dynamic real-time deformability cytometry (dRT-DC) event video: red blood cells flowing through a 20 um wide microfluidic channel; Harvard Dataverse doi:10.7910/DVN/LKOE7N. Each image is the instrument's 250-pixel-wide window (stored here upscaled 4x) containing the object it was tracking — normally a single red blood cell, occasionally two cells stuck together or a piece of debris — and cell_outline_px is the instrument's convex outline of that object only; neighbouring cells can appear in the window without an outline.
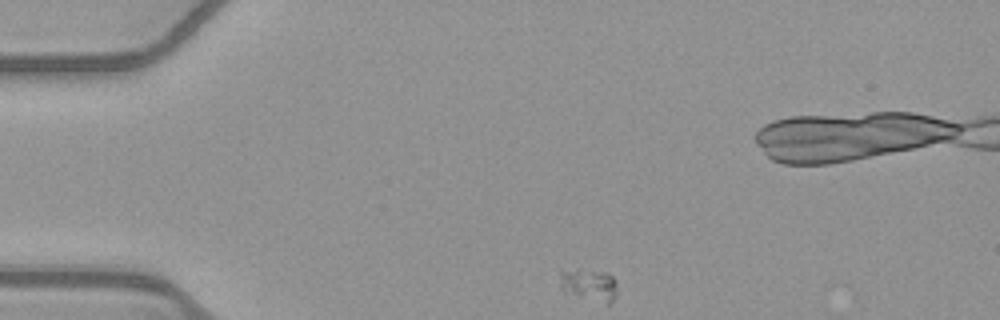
{"species": "common noctule bat (a hibernating species)", "species_latin": "Nyctalus noctula", "temperature_condition": "warm", "stored_images_in_passage": 45, "camera_frame_rate_fps": 3000, "um_per_image_px": 0.085, "animal": {"sex": "female", "body_mass_g": 21.9}, "frame": {"image": 1, "passage_image": 1, "time_ms": 0.0, "image_size_px": [1000, 320], "cell_outline_px": [[616, 296], [612, 304], [608, 304], [576, 292], [560, 284], [560, 272], [576, 268], [580, 268], [608, 272], [616, 280]], "centroid_in_image_um": [50.2, 24.12], "position_along_channel_um": 34.8, "area_um2": 10.12}}
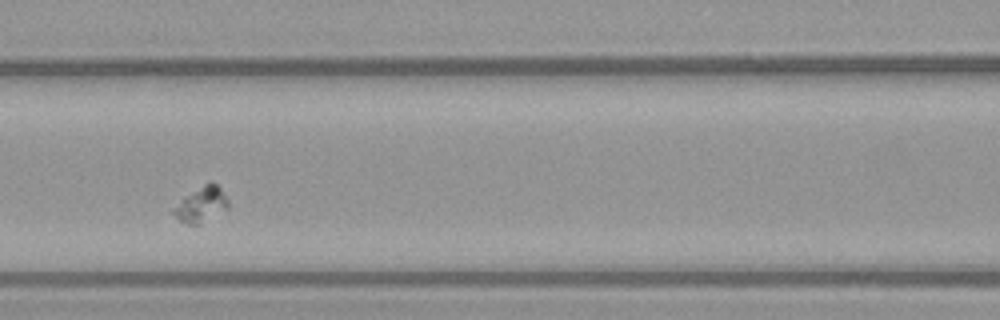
{"frame": {"image": 2, "passage_image": 14, "time_ms": 4.333, "image_size_px": [1000, 320], "cell_outline_px": [[228, 208], [196, 224], [188, 224], [180, 220], [168, 212], [184, 196], [204, 184], [212, 180], [220, 188], [228, 200]], "centroid_in_image_um": [17.05, 17.35], "position_along_channel_um": 149.6, "area_um2": 11.04}}
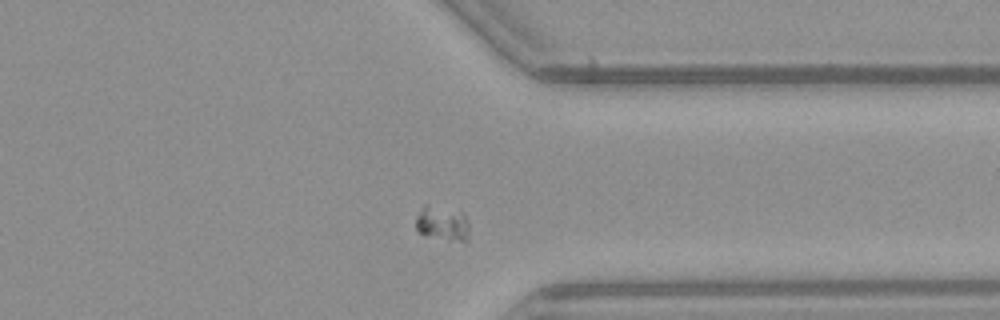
{"frame": {"image": 3, "passage_image": 32, "time_ms": 10.333, "image_size_px": [1000, 320], "cell_outline_px": [[468, 240], [448, 240], [424, 236], [416, 228], [416, 216], [420, 208], [424, 204], [460, 208], [464, 212], [468, 224]], "centroid_in_image_um": [37.6, 18.93], "position_along_channel_um": 373.8, "area_um2": 11.33}}